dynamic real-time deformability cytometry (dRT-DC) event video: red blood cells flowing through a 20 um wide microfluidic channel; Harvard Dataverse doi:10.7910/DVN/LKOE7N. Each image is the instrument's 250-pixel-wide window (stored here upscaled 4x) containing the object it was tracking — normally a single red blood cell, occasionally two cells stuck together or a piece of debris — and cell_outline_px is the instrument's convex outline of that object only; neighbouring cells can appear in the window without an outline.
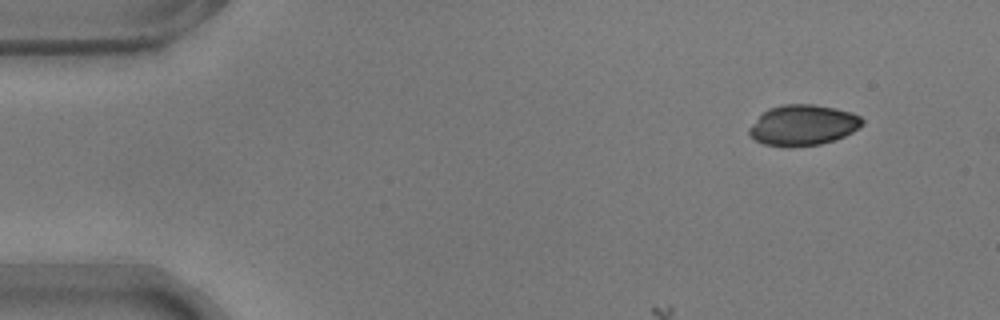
{"species": "common noctule bat (a hibernating species)", "species_latin": "Nyctalus noctula", "temperature_condition": "warm", "stored_images_in_passage": 16, "camera_frame_rate_fps": 3000, "um_per_image_px": 0.085, "animal": {"sex": "male", "body_mass_g": 17.9}, "frame": {"image": 1, "passage_image": 1, "time_ms": 0.0, "image_size_px": [1000, 320], "cell_outline_px": [[864, 124], [852, 132], [844, 136], [820, 144], [788, 148], [764, 144], [748, 136], [748, 128], [768, 108], [780, 104], [812, 104], [836, 108], [860, 116], [864, 120]], "centroid_in_image_um": [68.23, 10.64], "position_along_channel_um": 16.8, "area_um2": 26.88}}